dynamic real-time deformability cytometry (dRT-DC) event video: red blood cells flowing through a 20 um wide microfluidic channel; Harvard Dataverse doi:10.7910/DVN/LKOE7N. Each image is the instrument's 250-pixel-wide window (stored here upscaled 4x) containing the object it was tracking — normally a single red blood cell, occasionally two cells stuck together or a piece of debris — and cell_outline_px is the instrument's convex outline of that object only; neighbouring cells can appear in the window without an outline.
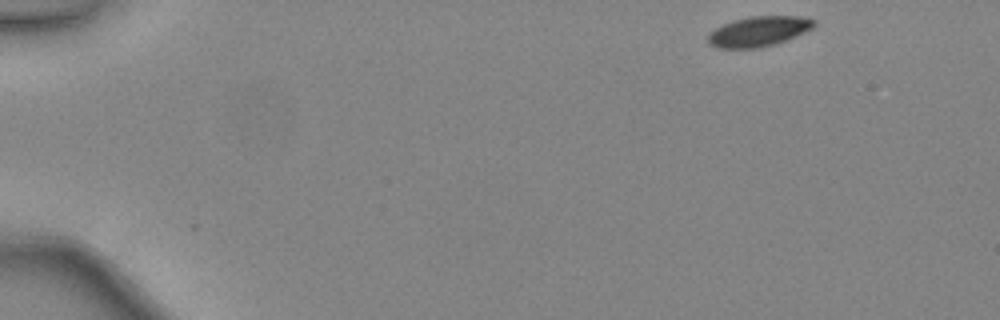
{"species": "common noctule bat (a hibernating species)", "species_latin": "Nyctalus noctula", "temperature_condition": "warm", "stored_images_in_passage": 15, "camera_frame_rate_fps": 3000, "um_per_image_px": 0.085, "animal": {"sex": "female", "body_mass_g": 24.6, "forearm_length_mm": 56.2}, "frame": {"image": 1, "passage_image": 1, "time_ms": 0.0, "image_size_px": [1000, 320], "cell_outline_px": [[816, 24], [812, 28], [796, 36], [776, 44], [756, 48], [716, 48], [708, 44], [708, 36], [716, 28], [724, 24], [736, 20], [752, 16], [800, 16], [816, 20]], "centroid_in_image_um": [64.51, 2.67], "position_along_channel_um": 20.5, "area_um2": 18.44}}
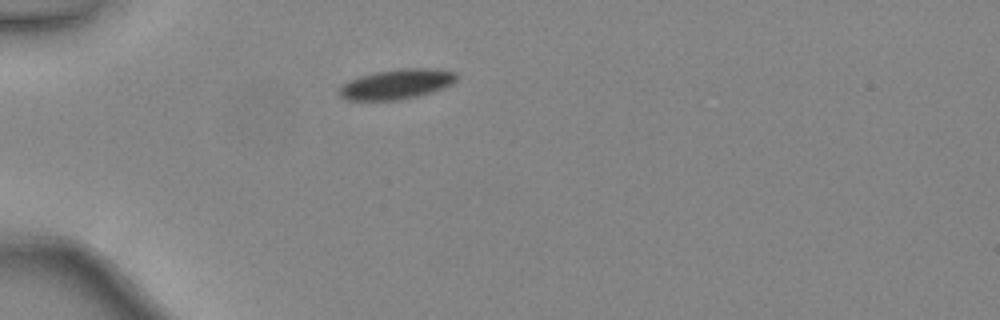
{"frame": {"image": 2, "passage_image": 10, "time_ms": 3.0, "image_size_px": [1000, 320], "cell_outline_px": [[460, 76], [452, 84], [432, 92], [416, 96], [396, 100], [348, 100], [340, 96], [336, 88], [348, 80], [360, 76], [376, 72], [404, 68], [432, 68], [456, 72]], "centroid_in_image_um": [33.7, 7.15], "position_along_channel_um": 51.3, "area_um2": 20.58}}
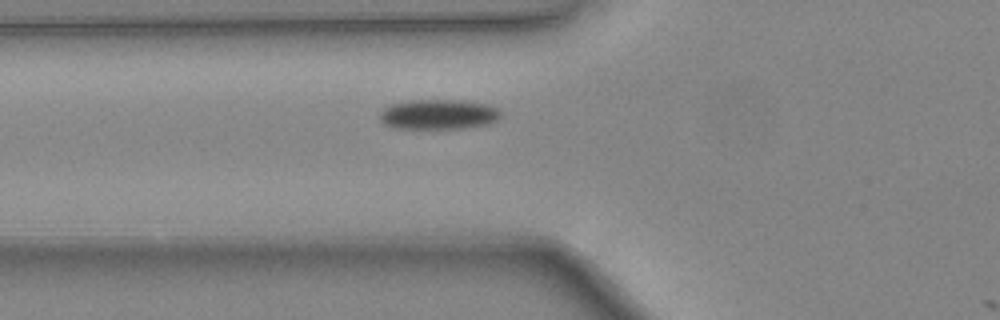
{"frame": {"image": 3, "passage_image": 14, "time_ms": 4.333, "image_size_px": [1000, 320], "cell_outline_px": [[500, 116], [496, 120], [488, 124], [472, 128], [392, 128], [384, 124], [380, 120], [380, 112], [384, 108], [392, 104], [412, 100], [460, 100], [488, 104], [496, 108], [500, 112]], "centroid_in_image_um": [37.27, 9.73], "position_along_channel_um": 88.5, "area_um2": 21.15}}